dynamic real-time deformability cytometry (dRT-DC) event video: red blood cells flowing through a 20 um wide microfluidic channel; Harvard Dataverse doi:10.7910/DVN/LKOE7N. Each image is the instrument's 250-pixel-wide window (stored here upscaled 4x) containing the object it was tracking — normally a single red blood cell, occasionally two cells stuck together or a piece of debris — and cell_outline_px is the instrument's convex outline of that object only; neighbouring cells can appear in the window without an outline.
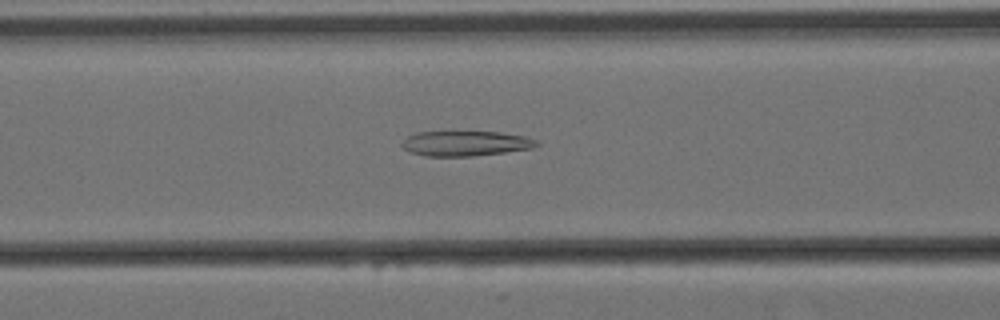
{"species": "Egyptian fruit bat (a non-hibernating species)", "species_latin": "Rousettus aegyptiacus", "temperature_condition": "cold", "stored_images_in_passage": 57, "camera_frame_rate_fps": 3000, "um_per_image_px": 0.085, "animal": {"sex": "female"}, "frame": {"image": 1, "passage_image": 22, "time_ms": 7.0, "image_size_px": [1000, 320], "cell_outline_px": [[540, 144], [532, 148], [504, 152], [472, 156], [424, 156], [412, 152], [404, 148], [400, 144], [408, 136], [416, 132], [500, 132], [524, 136], [536, 140]], "centroid_in_image_um": [39.57, 12.19], "position_along_channel_um": 127.0, "area_um2": 19.48}}
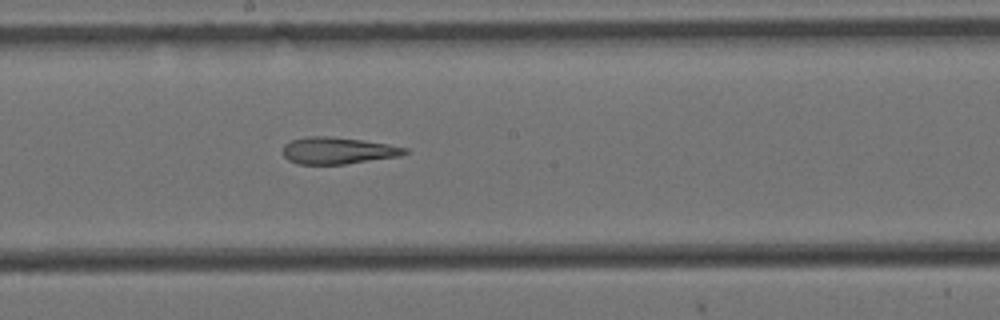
{"frame": {"image": 2, "passage_image": 30, "time_ms": 9.667, "image_size_px": [1000, 320], "cell_outline_px": [[408, 152], [400, 156], [344, 164], [296, 164], [288, 160], [284, 156], [284, 144], [292, 140], [304, 136], [328, 136], [360, 140], [388, 144], [408, 148]], "centroid_in_image_um": [28.7, 12.8], "position_along_channel_um": 219.5, "area_um2": 18.96}}
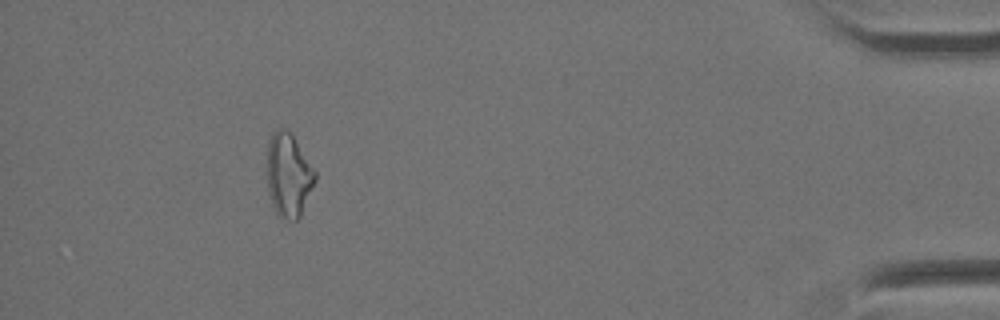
{"frame": {"image": 3, "passage_image": 52, "time_ms": 17.0, "image_size_px": [1000, 320], "cell_outline_px": [[316, 180], [300, 216], [296, 220], [288, 220], [280, 216], [272, 208], [268, 192], [268, 140], [272, 132], [276, 128], [284, 128], [292, 136], [316, 172]], "centroid_in_image_um": [24.51, 14.91], "position_along_channel_um": 410.7, "area_um2": 23.12}, "authors_computed_cell_mechanics": {"area_um2": 21.5594, "velocity_mm_per_s": 3.4743, "shape_relaxation_time_tau1_ms": null, "shape_relaxation_time_tau2_ms": 4.0799, "deformation_change_tau1": null, "deformation_change_tau2": 0.1544}}